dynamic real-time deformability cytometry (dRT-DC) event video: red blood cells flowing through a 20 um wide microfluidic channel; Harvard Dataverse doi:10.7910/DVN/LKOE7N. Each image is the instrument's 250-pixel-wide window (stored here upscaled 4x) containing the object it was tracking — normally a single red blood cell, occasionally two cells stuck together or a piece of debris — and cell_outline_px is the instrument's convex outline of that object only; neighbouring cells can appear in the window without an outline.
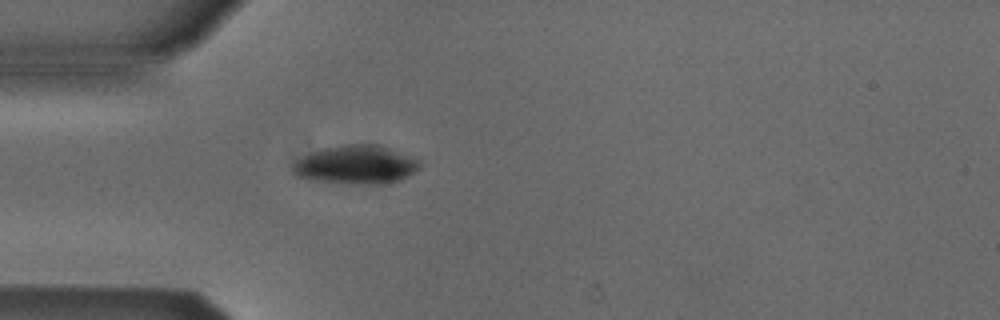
{"species": "Egyptian fruit bat (a non-hibernating species)", "species_latin": "Rousettus aegyptiacus", "temperature_condition": "cold", "stored_images_in_passage": 4, "camera_frame_rate_fps": 3000, "um_per_image_px": 0.085, "animal": {"sex": "male"}, "frame": {"image": 1, "passage_image": 4, "time_ms": 1.0, "image_size_px": [1000, 320], "cell_outline_px": [[420, 168], [388, 184], [356, 184], [312, 180], [296, 176], [292, 172], [292, 164], [296, 160], [312, 152], [324, 148], [344, 144], [380, 144], [416, 160], [420, 164]], "centroid_in_image_um": [30.19, 14.0], "position_along_channel_um": 54.8, "area_um2": 28.21}}